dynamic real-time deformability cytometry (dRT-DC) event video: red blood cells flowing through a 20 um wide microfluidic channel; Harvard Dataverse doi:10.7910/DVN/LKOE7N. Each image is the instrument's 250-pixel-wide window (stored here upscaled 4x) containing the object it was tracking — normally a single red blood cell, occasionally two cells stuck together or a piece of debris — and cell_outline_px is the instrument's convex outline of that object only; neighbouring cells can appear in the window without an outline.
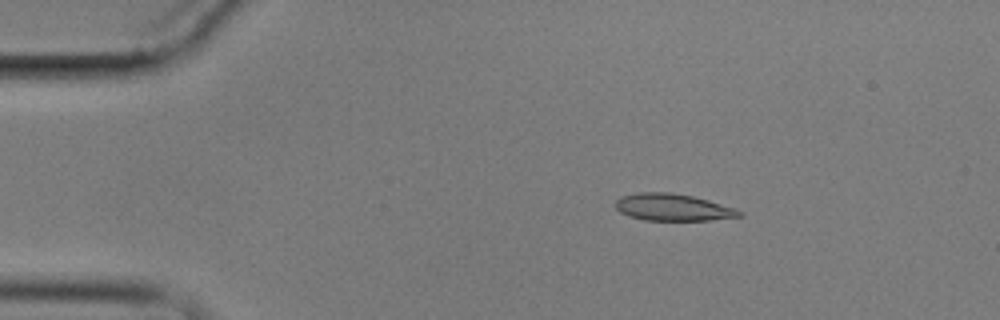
{"species": "common noctule bat (a hibernating species)", "species_latin": "Nyctalus noctula", "temperature_condition": "cold", "stored_images_in_passage": 5, "camera_frame_rate_fps": 3000, "um_per_image_px": 0.085, "animal": {"sex": "male", "body_mass_g": 17.9}, "frame": {"image": 1, "passage_image": 3, "time_ms": 2.333, "image_size_px": [1000, 320], "cell_outline_px": [[744, 216], [708, 220], [644, 220], [628, 216], [620, 212], [616, 208], [616, 200], [620, 196], [636, 192], [672, 192], [692, 196], [708, 200], [736, 208], [744, 212]], "centroid_in_image_um": [57.2, 17.61], "position_along_channel_um": 27.8, "area_um2": 19.65}}